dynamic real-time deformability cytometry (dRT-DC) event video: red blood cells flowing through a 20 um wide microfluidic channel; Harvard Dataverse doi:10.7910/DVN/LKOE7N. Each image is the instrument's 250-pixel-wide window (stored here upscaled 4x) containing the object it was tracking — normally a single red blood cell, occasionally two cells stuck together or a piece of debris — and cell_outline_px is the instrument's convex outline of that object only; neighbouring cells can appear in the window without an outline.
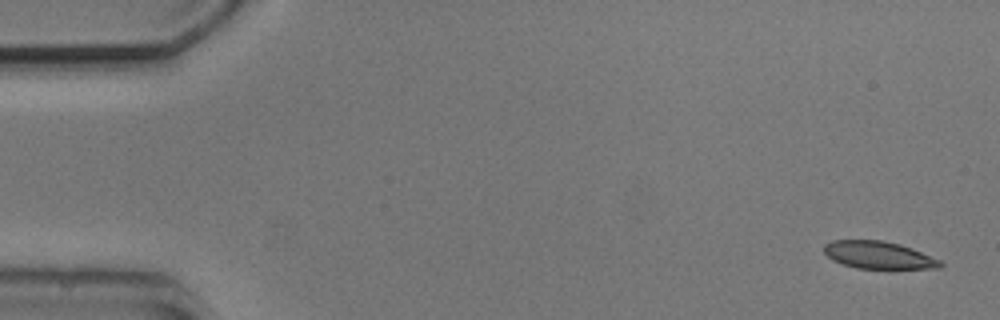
{"species": "common noctule bat (a hibernating species)", "species_latin": "Nyctalus noctula", "temperature_condition": "cold", "stored_images_in_passage": 5, "camera_frame_rate_fps": 3000, "um_per_image_px": 0.085, "animal": {"sex": "male", "body_mass_g": 20.5, "forearm_length_mm": 52.5}, "frame": {"image": 1, "passage_image": 1, "time_ms": 0.0, "image_size_px": [1000, 320], "cell_outline_px": [[944, 264], [940, 268], [856, 268], [832, 260], [824, 252], [824, 244], [832, 240], [884, 240], [900, 244], [912, 248], [940, 260]], "centroid_in_image_um": [74.67, 21.67], "position_along_channel_um": 10.3, "area_um2": 18.5}}